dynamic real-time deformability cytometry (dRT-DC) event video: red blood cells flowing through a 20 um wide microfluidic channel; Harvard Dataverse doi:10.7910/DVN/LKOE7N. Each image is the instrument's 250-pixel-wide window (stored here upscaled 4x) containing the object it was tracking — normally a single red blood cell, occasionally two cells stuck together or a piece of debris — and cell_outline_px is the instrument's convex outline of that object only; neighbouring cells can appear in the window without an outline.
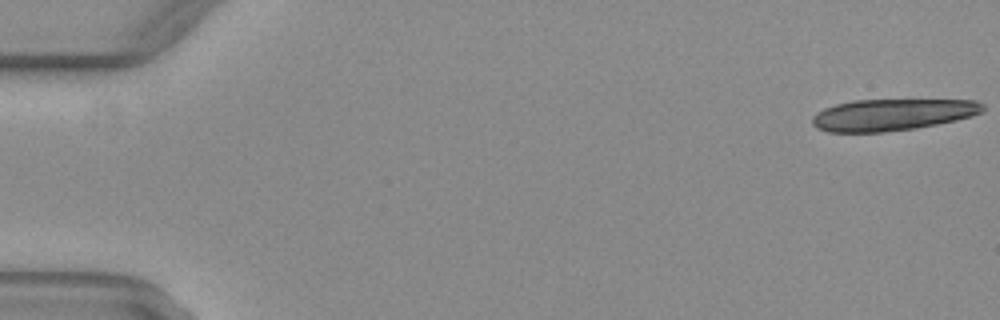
{"species": "common noctule bat (a hibernating species)", "species_latin": "Nyctalus noctula", "temperature_condition": "warm", "stored_images_in_passage": 17, "camera_frame_rate_fps": 3000, "um_per_image_px": 0.085, "animal": {"sex": "female", "body_mass_g": 29.2, "forearm_length_mm": 56.3}, "frame": {"image": 1, "passage_image": 1, "time_ms": 0.0, "image_size_px": [1000, 320], "cell_outline_px": [[984, 108], [980, 112], [972, 116], [956, 120], [916, 128], [884, 132], [828, 132], [816, 128], [812, 124], [812, 116], [816, 112], [824, 108], [836, 104], [852, 100], [976, 100], [984, 104]], "centroid_in_image_um": [75.81, 9.75], "position_along_channel_um": 9.2, "area_um2": 31.5}}